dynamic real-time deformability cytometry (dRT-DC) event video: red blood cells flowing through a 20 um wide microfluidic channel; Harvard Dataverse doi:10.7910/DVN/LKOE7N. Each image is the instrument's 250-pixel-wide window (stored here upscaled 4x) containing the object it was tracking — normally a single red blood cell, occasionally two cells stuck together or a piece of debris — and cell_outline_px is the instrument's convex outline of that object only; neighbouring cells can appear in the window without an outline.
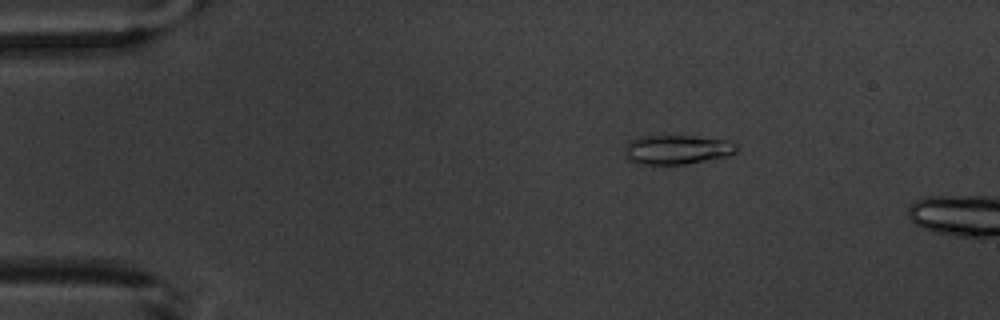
{"species": "common noctule bat (a hibernating species)", "species_latin": "Nyctalus noctula", "temperature_condition": "warm", "stored_images_in_passage": 2, "camera_frame_rate_fps": 3000, "um_per_image_px": 0.085, "animal": {"sex": "male", "body_mass_g": 20.1, "forearm_length_mm": 53.5}, "frame": {"image": 1, "passage_image": 1, "time_ms": 0.0, "image_size_px": [1000, 320], "cell_outline_px": [[736, 152], [728, 156], [684, 164], [636, 164], [628, 160], [624, 152], [628, 144], [632, 140], [640, 136], [692, 136], [728, 140], [736, 144]], "centroid_in_image_um": [57.54, 12.72], "position_along_channel_um": 27.5, "area_um2": 18.96}}